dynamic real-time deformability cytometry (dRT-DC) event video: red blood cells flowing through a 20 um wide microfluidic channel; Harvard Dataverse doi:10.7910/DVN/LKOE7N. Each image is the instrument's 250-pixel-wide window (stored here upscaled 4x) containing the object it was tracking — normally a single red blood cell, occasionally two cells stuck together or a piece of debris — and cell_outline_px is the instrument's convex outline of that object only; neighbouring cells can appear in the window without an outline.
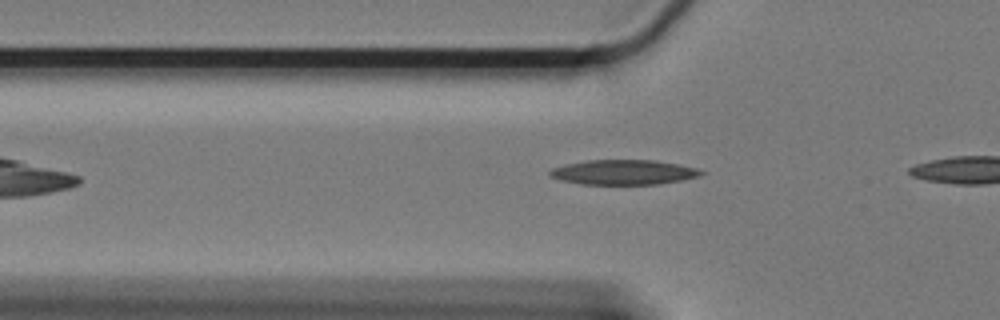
{"species": "Egyptian fruit bat (a non-hibernating species)", "species_latin": "Rousettus aegyptiacus", "temperature_condition": "cold", "stored_images_in_passage": 6, "camera_frame_rate_fps": 3000, "um_per_image_px": 0.085, "animal": {"sex": "female"}, "frame": {"image": 1, "passage_image": 3, "time_ms": 0.667, "image_size_px": [1000, 320], "cell_outline_px": [[708, 172], [700, 176], [660, 184], [580, 184], [560, 180], [548, 176], [548, 172], [552, 168], [564, 164], [588, 160], [656, 160], [696, 168]], "centroid_in_image_um": [52.98, 14.64], "position_along_channel_um": 72.8, "area_um2": 22.02}}